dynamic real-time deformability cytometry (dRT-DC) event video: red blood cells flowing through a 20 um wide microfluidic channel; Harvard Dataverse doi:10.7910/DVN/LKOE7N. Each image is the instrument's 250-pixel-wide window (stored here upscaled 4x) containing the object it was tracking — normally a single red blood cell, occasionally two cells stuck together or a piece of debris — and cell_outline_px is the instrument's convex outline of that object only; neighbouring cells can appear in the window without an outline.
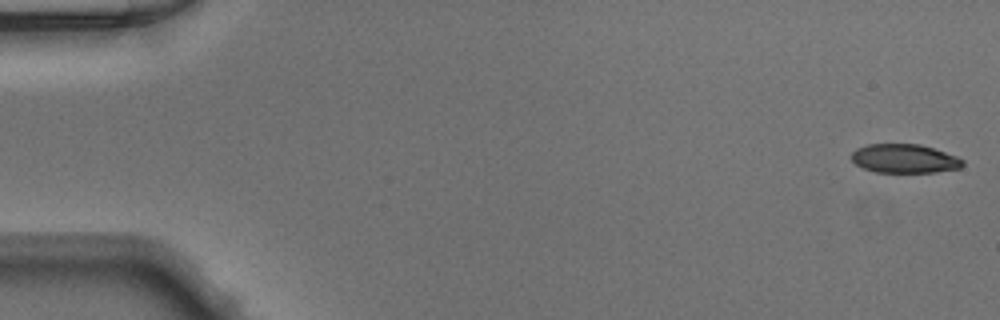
{"species": "Egyptian fruit bat (a non-hibernating species)", "species_latin": "Rousettus aegyptiacus", "temperature_condition": "warm", "stored_images_in_passage": 49, "camera_frame_rate_fps": 3000, "um_per_image_px": 0.085, "animal": {"sex": "male"}, "frame": {"image": 1, "passage_image": 1, "time_ms": 0.0, "image_size_px": [1000, 320], "cell_outline_px": [[964, 164], [960, 168], [936, 172], [876, 172], [864, 168], [856, 164], [852, 160], [852, 152], [856, 148], [868, 144], [920, 144], [956, 156], [964, 160]], "centroid_in_image_um": [76.88, 13.48], "position_along_channel_um": 8.1, "area_um2": 18.61}}
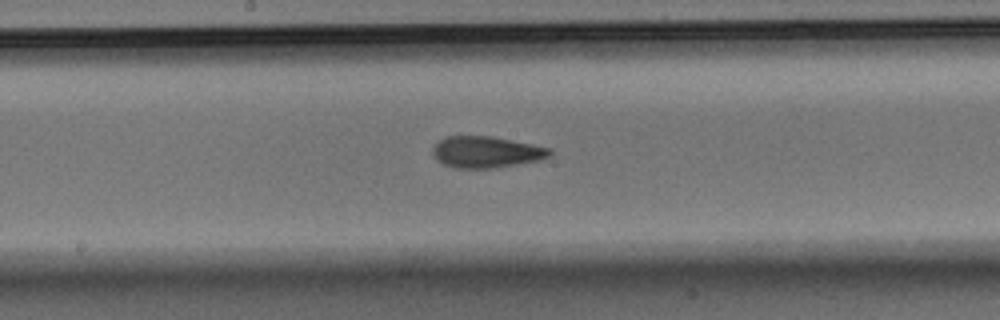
{"frame": {"image": 2, "passage_image": 26, "time_ms": 8.333, "image_size_px": [1000, 320], "cell_outline_px": [[552, 152], [548, 156], [540, 160], [492, 168], [456, 168], [444, 164], [432, 156], [432, 148], [444, 136], [492, 136], [552, 148]], "centroid_in_image_um": [41.31, 12.91], "position_along_channel_um": 206.9, "area_um2": 21.39}}
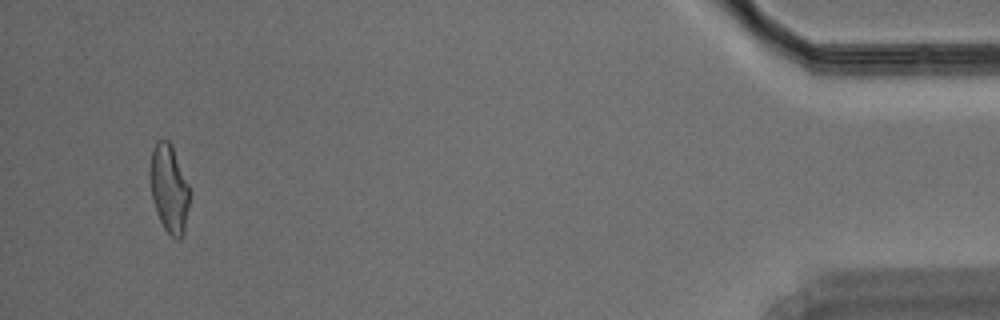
{"frame": {"image": 3, "passage_image": 47, "time_ms": 15.333, "image_size_px": [1000, 320], "cell_outline_px": [[192, 192], [184, 232], [180, 240], [176, 240], [164, 228], [156, 212], [152, 200], [148, 176], [148, 172], [152, 152], [156, 140], [168, 140], [172, 144]], "centroid_in_image_um": [14.38, 16.03], "position_along_channel_um": 420.8, "area_um2": 20.98}}